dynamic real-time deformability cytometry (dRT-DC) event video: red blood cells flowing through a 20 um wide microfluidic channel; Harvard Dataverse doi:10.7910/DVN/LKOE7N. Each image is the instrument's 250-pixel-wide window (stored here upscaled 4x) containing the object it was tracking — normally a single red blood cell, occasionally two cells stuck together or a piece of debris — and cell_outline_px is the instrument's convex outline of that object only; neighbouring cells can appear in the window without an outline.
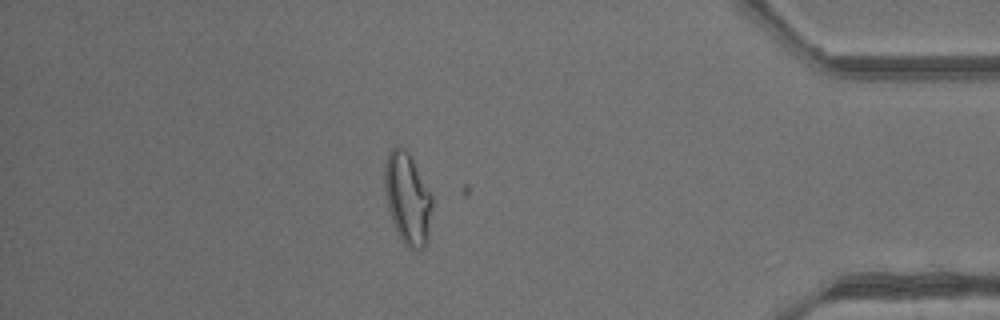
{"species": "common noctule bat (a hibernating species)", "species_latin": "Nyctalus noctula", "temperature_condition": "warm", "stored_images_in_passage": 42, "camera_frame_rate_fps": 3000, "um_per_image_px": 0.085, "animal": {"sex": "male", "body_mass_g": 13.3}, "frame": {"image": 1, "passage_image": 37, "time_ms": 12.0, "image_size_px": [1000, 320], "cell_outline_px": [[432, 208], [428, 240], [424, 248], [412, 252], [408, 248], [400, 236], [392, 220], [388, 208], [384, 192], [384, 164], [388, 152], [396, 144], [404, 148], [412, 156], [432, 196]], "centroid_in_image_um": [34.64, 16.85], "position_along_channel_um": 400.6, "area_um2": 25.78}}